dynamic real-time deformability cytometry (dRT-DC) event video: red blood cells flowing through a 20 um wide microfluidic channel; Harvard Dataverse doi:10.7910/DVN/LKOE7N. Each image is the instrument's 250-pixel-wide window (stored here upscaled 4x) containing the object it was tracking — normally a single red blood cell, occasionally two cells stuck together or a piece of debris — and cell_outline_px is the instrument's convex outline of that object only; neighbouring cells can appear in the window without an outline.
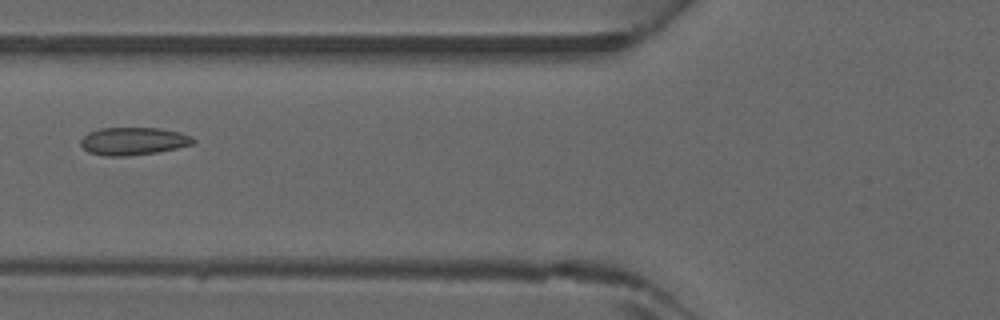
{"species": "common noctule bat (a hibernating species)", "species_latin": "Nyctalus noctula", "temperature_condition": "warm", "stored_images_in_passage": 24, "camera_frame_rate_fps": 3000, "um_per_image_px": 0.085, "animal": {"sex": "male", "forearm_length_mm": 52.5}, "frame": {"image": 1, "passage_image": 5, "time_ms": 1.333, "image_size_px": [1000, 320], "cell_outline_px": [[196, 140], [192, 144], [176, 148], [156, 152], [128, 156], [104, 156], [88, 152], [80, 144], [80, 140], [88, 132], [100, 128], [160, 128], [180, 132], [192, 136]], "centroid_in_image_um": [11.32, 11.99], "position_along_channel_um": 114.5, "area_um2": 18.21}}
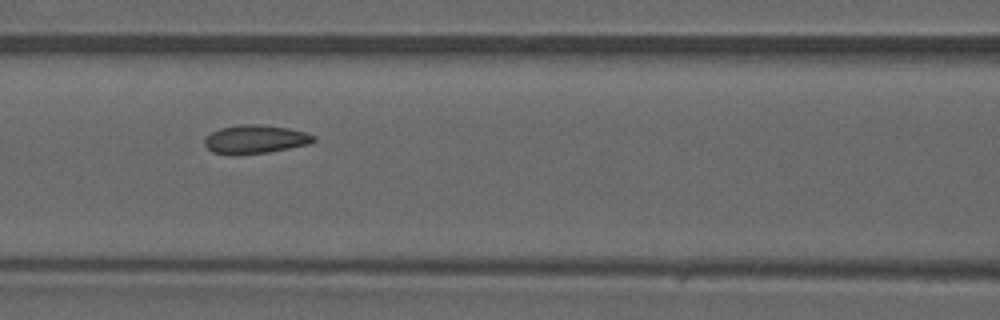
{"frame": {"image": 2, "passage_image": 7, "time_ms": 2.0, "image_size_px": [1000, 320], "cell_outline_px": [[316, 140], [312, 144], [268, 152], [236, 156], [232, 156], [212, 152], [204, 144], [204, 140], [212, 132], [220, 128], [240, 124], [260, 124], [288, 128], [308, 132], [316, 136]], "centroid_in_image_um": [21.73, 11.85], "position_along_channel_um": 144.9, "area_um2": 18.55}}
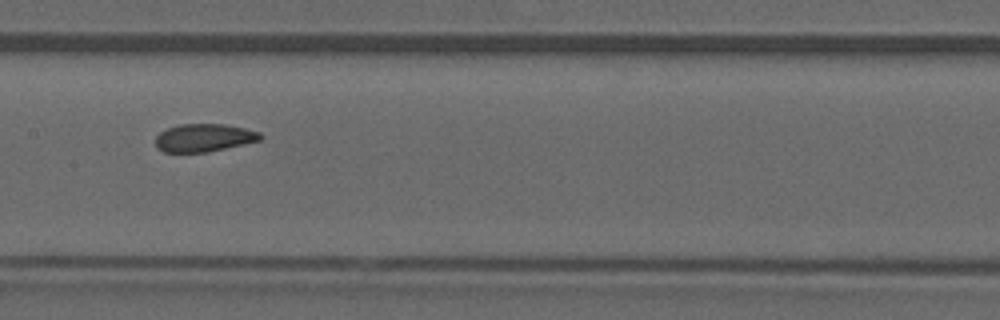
{"frame": {"image": 3, "passage_image": 10, "time_ms": 3.0, "image_size_px": [1000, 320], "cell_outline_px": [[264, 136], [260, 140], [208, 152], [164, 152], [156, 148], [156, 136], [160, 132], [168, 128], [180, 124], [224, 124], [244, 128], [260, 132]], "centroid_in_image_um": [17.33, 11.71], "position_along_channel_um": 190.1, "area_um2": 16.99}}